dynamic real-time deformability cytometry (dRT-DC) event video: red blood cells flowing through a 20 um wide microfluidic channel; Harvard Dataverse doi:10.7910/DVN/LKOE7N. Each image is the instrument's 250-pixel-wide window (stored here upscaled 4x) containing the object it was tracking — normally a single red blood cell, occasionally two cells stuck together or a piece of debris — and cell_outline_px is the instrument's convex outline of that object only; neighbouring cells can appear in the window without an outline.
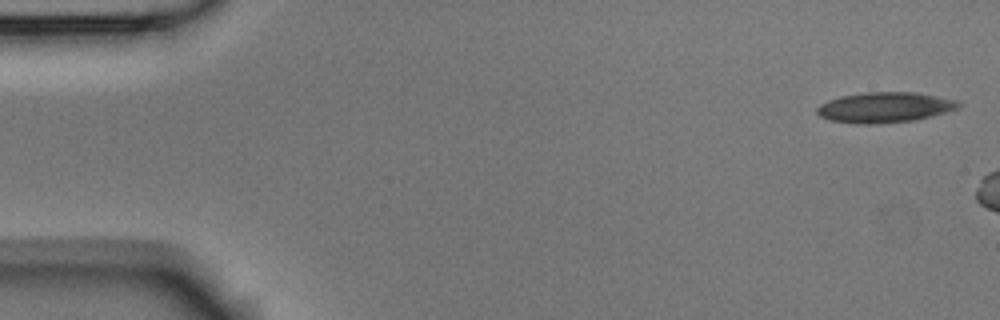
{"species": "Egyptian fruit bat (a non-hibernating species)", "species_latin": "Rousettus aegyptiacus", "temperature_condition": "room temperature", "stored_images_in_passage": 3, "camera_frame_rate_fps": 3000, "um_per_image_px": 0.085, "animal": {"sex": "male"}, "frame": {"image": 1, "passage_image": 1, "time_ms": 0.0, "image_size_px": [1000, 320], "cell_outline_px": [[960, 108], [932, 116], [916, 120], [880, 124], [856, 124], [832, 120], [820, 116], [816, 112], [816, 108], [820, 104], [828, 100], [840, 96], [868, 92], [916, 92], [956, 100], [960, 104]], "centroid_in_image_um": [75.2, 9.13], "position_along_channel_um": 9.8, "area_um2": 25.14}}